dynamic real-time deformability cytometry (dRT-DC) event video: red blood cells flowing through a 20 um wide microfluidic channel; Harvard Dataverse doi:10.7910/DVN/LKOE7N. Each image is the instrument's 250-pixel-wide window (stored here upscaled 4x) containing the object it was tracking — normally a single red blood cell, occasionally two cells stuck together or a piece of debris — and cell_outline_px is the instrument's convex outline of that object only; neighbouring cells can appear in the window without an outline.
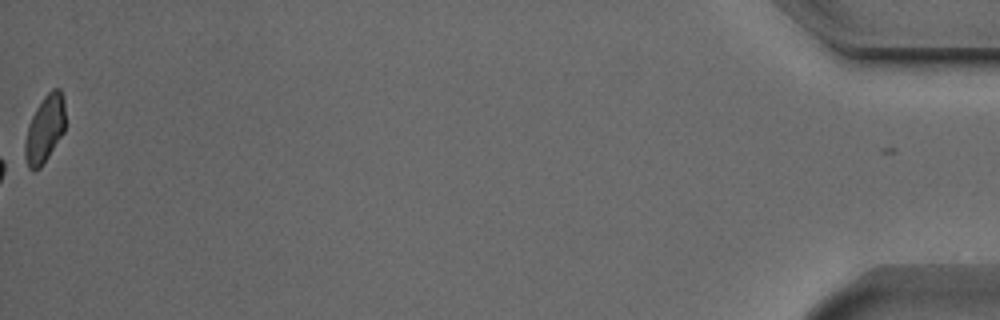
{"species": "Egyptian fruit bat (a non-hibernating species)", "species_latin": "Rousettus aegyptiacus", "temperature_condition": "cold", "stored_images_in_passage": 54, "camera_frame_rate_fps": 3000, "um_per_image_px": 0.085, "animal": {"sex": "male"}, "frame": {"image": 1, "passage_image": 54, "time_ms": 17.667, "image_size_px": [1000, 320], "cell_outline_px": [[64, 132], [40, 168], [28, 168], [24, 156], [24, 144], [28, 124], [36, 108], [44, 96], [52, 88], [60, 88], [64, 100]], "centroid_in_image_um": [3.79, 10.94], "position_along_channel_um": 431.4, "area_um2": 15.66}, "authors_computed_cell_mechanics": {"area_um2": 22.9755, "velocity_mm_per_s": 3.7432, "shape_relaxation_time_tau1_ms": 3.8965, "shape_relaxation_time_tau2_ms": 2.3643, "deformation_change_tau1": 0.1152, "deformation_change_tau2": 0.0885}}